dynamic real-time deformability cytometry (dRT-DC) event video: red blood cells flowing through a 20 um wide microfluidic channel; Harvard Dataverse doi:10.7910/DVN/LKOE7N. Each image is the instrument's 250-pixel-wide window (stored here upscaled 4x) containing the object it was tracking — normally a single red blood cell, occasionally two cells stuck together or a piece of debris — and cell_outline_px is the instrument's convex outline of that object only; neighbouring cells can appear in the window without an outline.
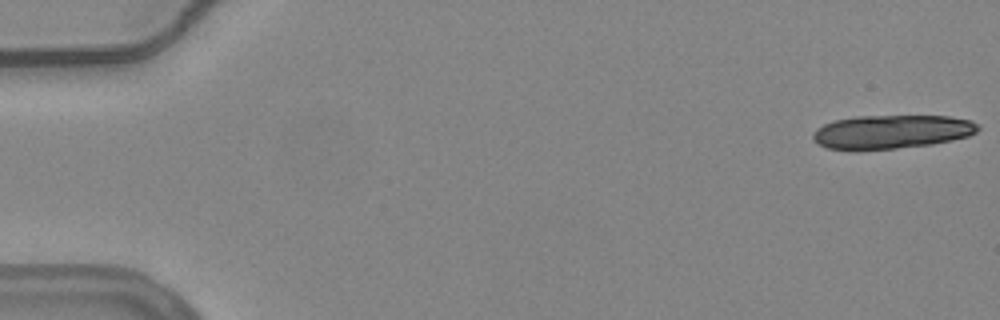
{"species": "common noctule bat (a hibernating species)", "species_latin": "Nyctalus noctula", "temperature_condition": "warm", "stored_images_in_passage": 19, "camera_frame_rate_fps": 3000, "um_per_image_px": 0.085, "animal": {"sex": "female", "body_mass_g": 24.6, "forearm_length_mm": 56.2}, "frame": {"image": 1, "passage_image": 1, "time_ms": 0.0, "image_size_px": [1000, 320], "cell_outline_px": [[980, 128], [976, 132], [968, 136], [952, 140], [932, 144], [860, 152], [828, 148], [812, 140], [812, 136], [816, 128], [824, 124], [836, 120], [856, 116], [948, 116], [972, 120]], "centroid_in_image_um": [75.75, 11.22], "position_along_channel_um": 9.3, "area_um2": 32.83}}